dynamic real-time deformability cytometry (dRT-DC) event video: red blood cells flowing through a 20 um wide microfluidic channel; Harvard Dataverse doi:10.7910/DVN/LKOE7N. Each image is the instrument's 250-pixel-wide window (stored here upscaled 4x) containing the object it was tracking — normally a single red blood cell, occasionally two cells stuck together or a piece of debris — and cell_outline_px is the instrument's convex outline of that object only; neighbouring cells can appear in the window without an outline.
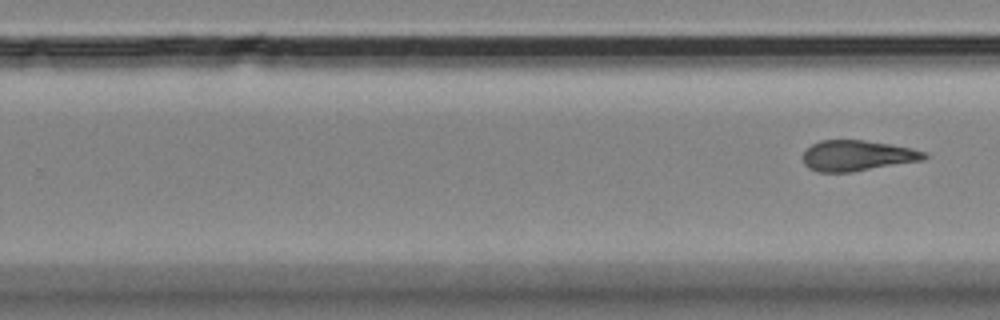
{"species": "Egyptian fruit bat (a non-hibernating species)", "species_latin": "Rousettus aegyptiacus", "temperature_condition": "room temperature", "stored_images_in_passage": 9, "segment_of_instrument_passage": [2, 2], "camera_frame_rate_fps": 3000, "um_per_image_px": 0.085, "animal": {"sex": "female"}, "frame": {"image": 1, "passage_image": 9, "time_ms": 10.333, "image_size_px": [1000, 320], "cell_outline_px": [[928, 156], [924, 160], [852, 172], [816, 172], [808, 168], [804, 164], [804, 152], [812, 144], [820, 140], [864, 140], [912, 148], [924, 152]], "centroid_in_image_um": [72.86, 13.24], "position_along_channel_um": 256.9, "area_um2": 21.62}}